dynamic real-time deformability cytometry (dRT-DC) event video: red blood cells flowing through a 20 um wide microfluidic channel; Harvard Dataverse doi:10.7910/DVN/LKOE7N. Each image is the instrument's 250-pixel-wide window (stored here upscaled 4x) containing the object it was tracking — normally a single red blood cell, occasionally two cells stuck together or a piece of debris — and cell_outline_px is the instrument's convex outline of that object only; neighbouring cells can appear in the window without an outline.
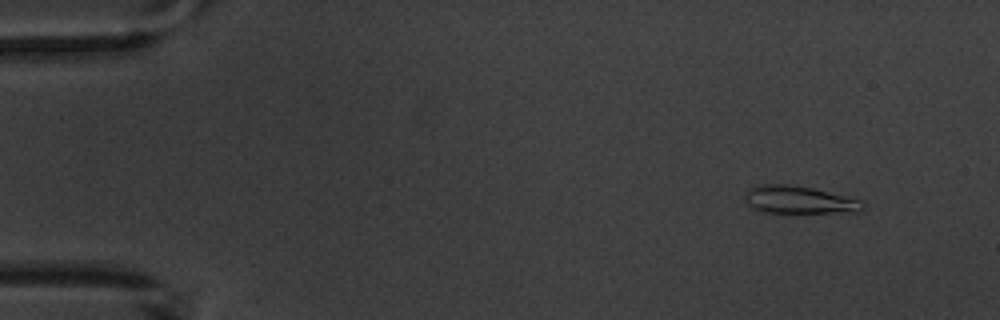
{"species": "common noctule bat (a hibernating species)", "species_latin": "Nyctalus noctula", "temperature_condition": "warm", "stored_images_in_passage": 6, "camera_frame_rate_fps": 3000, "um_per_image_px": 0.085, "animal": {"sex": "male", "body_mass_g": 20.1, "forearm_length_mm": 53.5}, "frame": {"image": 1, "passage_image": 6, "time_ms": 6.667, "image_size_px": [1000, 320], "cell_outline_px": [[864, 208], [860, 212], [764, 212], [752, 208], [744, 200], [744, 192], [748, 188], [760, 184], [788, 184], [812, 188], [860, 200], [864, 204]], "centroid_in_image_um": [67.86, 16.98], "position_along_channel_um": 17.1, "area_um2": 18.9}}